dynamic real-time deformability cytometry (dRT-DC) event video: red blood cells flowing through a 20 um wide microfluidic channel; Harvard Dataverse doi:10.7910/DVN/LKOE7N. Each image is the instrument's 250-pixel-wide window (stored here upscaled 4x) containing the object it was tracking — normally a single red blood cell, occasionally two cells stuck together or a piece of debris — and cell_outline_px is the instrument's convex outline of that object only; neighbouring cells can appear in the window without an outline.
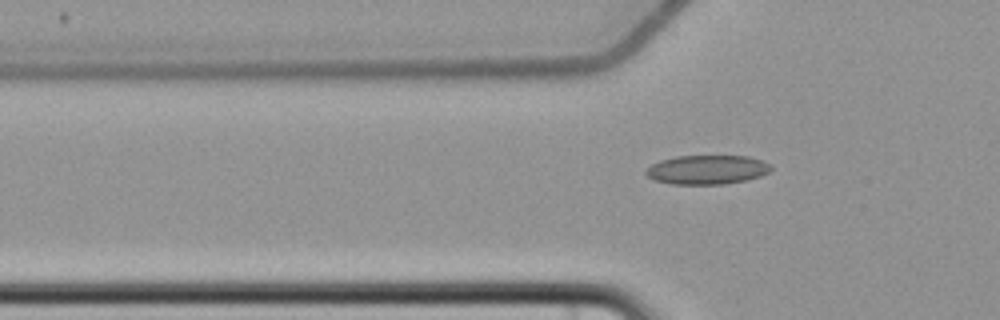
{"species": "common noctule bat (a hibernating species)", "species_latin": "Nyctalus noctula", "temperature_condition": "cold", "stored_images_in_passage": 4, "segment_of_instrument_passage": [2, 2], "camera_frame_rate_fps": 3000, "um_per_image_px": 0.085, "animal": {"sex": "female", "body_mass_g": 22.7, "forearm_length_mm": 54.2}, "frame": {"image": 1, "passage_image": 4, "time_ms": 5.333, "image_size_px": [1000, 320], "cell_outline_px": [[772, 168], [768, 172], [760, 176], [748, 180], [724, 184], [672, 184], [652, 180], [644, 172], [652, 164], [660, 160], [676, 156], [748, 156], [764, 160], [772, 164]], "centroid_in_image_um": [60.13, 14.42], "position_along_channel_um": 65.7, "area_um2": 21.44}}